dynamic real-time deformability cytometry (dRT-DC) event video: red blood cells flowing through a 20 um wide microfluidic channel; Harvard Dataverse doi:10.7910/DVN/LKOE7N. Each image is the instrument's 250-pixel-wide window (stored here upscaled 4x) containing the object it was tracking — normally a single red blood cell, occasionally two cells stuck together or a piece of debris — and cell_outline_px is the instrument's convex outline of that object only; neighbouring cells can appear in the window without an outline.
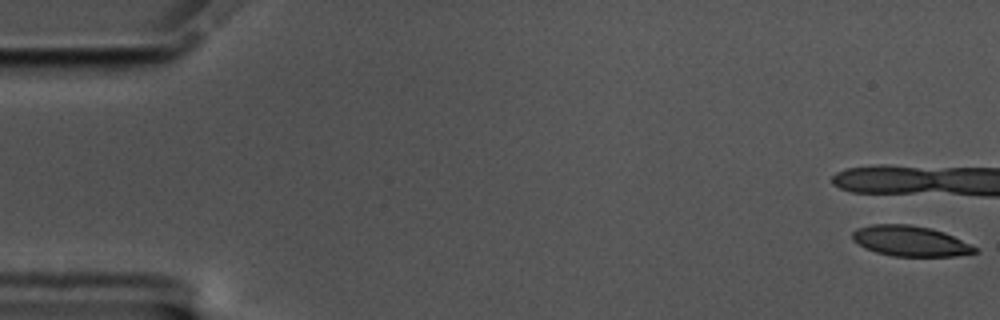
{"species": "common noctule bat (a hibernating species)", "species_latin": "Nyctalus noctula", "temperature_condition": "cold", "stored_images_in_passage": 5, "segment_of_instrument_passage": [2, 2], "camera_frame_rate_fps": 3000, "um_per_image_px": 0.085, "animal": {"sex": "male", "body_mass_g": 17.5, "forearm_length_mm": 52.3}, "frame": {"image": 1, "passage_image": 5, "time_ms": 1.333, "image_size_px": [1000, 320], "cell_outline_px": [[980, 252], [956, 256], [892, 256], [876, 252], [864, 248], [852, 240], [852, 232], [856, 228], [872, 224], [908, 224], [932, 228], [944, 232], [976, 248]], "centroid_in_image_um": [77.33, 20.48], "position_along_channel_um": 7.7, "area_um2": 21.73}}